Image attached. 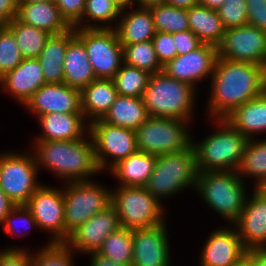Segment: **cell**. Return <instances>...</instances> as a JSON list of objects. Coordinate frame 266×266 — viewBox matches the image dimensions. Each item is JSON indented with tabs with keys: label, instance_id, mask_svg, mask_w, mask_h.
<instances>
[{
	"label": "cell",
	"instance_id": "1",
	"mask_svg": "<svg viewBox=\"0 0 266 266\" xmlns=\"http://www.w3.org/2000/svg\"><path fill=\"white\" fill-rule=\"evenodd\" d=\"M210 83L208 119H225L266 91V67L217 57Z\"/></svg>",
	"mask_w": 266,
	"mask_h": 266
},
{
	"label": "cell",
	"instance_id": "2",
	"mask_svg": "<svg viewBox=\"0 0 266 266\" xmlns=\"http://www.w3.org/2000/svg\"><path fill=\"white\" fill-rule=\"evenodd\" d=\"M32 145L38 169L45 168L66 183L87 181L101 173L90 134L77 140L35 141Z\"/></svg>",
	"mask_w": 266,
	"mask_h": 266
},
{
	"label": "cell",
	"instance_id": "3",
	"mask_svg": "<svg viewBox=\"0 0 266 266\" xmlns=\"http://www.w3.org/2000/svg\"><path fill=\"white\" fill-rule=\"evenodd\" d=\"M215 131L192 140L198 172L237 171L249 139L226 119H211Z\"/></svg>",
	"mask_w": 266,
	"mask_h": 266
},
{
	"label": "cell",
	"instance_id": "4",
	"mask_svg": "<svg viewBox=\"0 0 266 266\" xmlns=\"http://www.w3.org/2000/svg\"><path fill=\"white\" fill-rule=\"evenodd\" d=\"M196 92L195 87L160 71L150 76L142 99L149 116L192 121Z\"/></svg>",
	"mask_w": 266,
	"mask_h": 266
},
{
	"label": "cell",
	"instance_id": "5",
	"mask_svg": "<svg viewBox=\"0 0 266 266\" xmlns=\"http://www.w3.org/2000/svg\"><path fill=\"white\" fill-rule=\"evenodd\" d=\"M245 185L237 171L198 172L195 190L205 205L233 225L245 208Z\"/></svg>",
	"mask_w": 266,
	"mask_h": 266
},
{
	"label": "cell",
	"instance_id": "6",
	"mask_svg": "<svg viewBox=\"0 0 266 266\" xmlns=\"http://www.w3.org/2000/svg\"><path fill=\"white\" fill-rule=\"evenodd\" d=\"M198 170L193 145L178 152L158 155L147 184L144 186L161 203L186 188H196Z\"/></svg>",
	"mask_w": 266,
	"mask_h": 266
},
{
	"label": "cell",
	"instance_id": "7",
	"mask_svg": "<svg viewBox=\"0 0 266 266\" xmlns=\"http://www.w3.org/2000/svg\"><path fill=\"white\" fill-rule=\"evenodd\" d=\"M111 204L121 227L131 231L155 227L167 221L163 204L142 186L113 188Z\"/></svg>",
	"mask_w": 266,
	"mask_h": 266
},
{
	"label": "cell",
	"instance_id": "8",
	"mask_svg": "<svg viewBox=\"0 0 266 266\" xmlns=\"http://www.w3.org/2000/svg\"><path fill=\"white\" fill-rule=\"evenodd\" d=\"M189 122L191 121L149 116L135 130L138 151L158 156L188 149L193 140L187 125Z\"/></svg>",
	"mask_w": 266,
	"mask_h": 266
},
{
	"label": "cell",
	"instance_id": "9",
	"mask_svg": "<svg viewBox=\"0 0 266 266\" xmlns=\"http://www.w3.org/2000/svg\"><path fill=\"white\" fill-rule=\"evenodd\" d=\"M95 180L65 182V241L79 226L111 205L112 190ZM104 186V187H103Z\"/></svg>",
	"mask_w": 266,
	"mask_h": 266
},
{
	"label": "cell",
	"instance_id": "10",
	"mask_svg": "<svg viewBox=\"0 0 266 266\" xmlns=\"http://www.w3.org/2000/svg\"><path fill=\"white\" fill-rule=\"evenodd\" d=\"M38 166L31 150L0 153V188L15 205H26L42 185Z\"/></svg>",
	"mask_w": 266,
	"mask_h": 266
},
{
	"label": "cell",
	"instance_id": "11",
	"mask_svg": "<svg viewBox=\"0 0 266 266\" xmlns=\"http://www.w3.org/2000/svg\"><path fill=\"white\" fill-rule=\"evenodd\" d=\"M75 33L84 43L96 79H113L124 63L116 30L75 28Z\"/></svg>",
	"mask_w": 266,
	"mask_h": 266
},
{
	"label": "cell",
	"instance_id": "12",
	"mask_svg": "<svg viewBox=\"0 0 266 266\" xmlns=\"http://www.w3.org/2000/svg\"><path fill=\"white\" fill-rule=\"evenodd\" d=\"M89 134L101 172L110 170L119 161L138 151L135 130L113 126L97 119L89 123Z\"/></svg>",
	"mask_w": 266,
	"mask_h": 266
},
{
	"label": "cell",
	"instance_id": "13",
	"mask_svg": "<svg viewBox=\"0 0 266 266\" xmlns=\"http://www.w3.org/2000/svg\"><path fill=\"white\" fill-rule=\"evenodd\" d=\"M38 229L49 232V242H65V207L63 188L41 185L26 203Z\"/></svg>",
	"mask_w": 266,
	"mask_h": 266
},
{
	"label": "cell",
	"instance_id": "14",
	"mask_svg": "<svg viewBox=\"0 0 266 266\" xmlns=\"http://www.w3.org/2000/svg\"><path fill=\"white\" fill-rule=\"evenodd\" d=\"M217 52L222 59L266 67V32L248 24L228 28Z\"/></svg>",
	"mask_w": 266,
	"mask_h": 266
},
{
	"label": "cell",
	"instance_id": "15",
	"mask_svg": "<svg viewBox=\"0 0 266 266\" xmlns=\"http://www.w3.org/2000/svg\"><path fill=\"white\" fill-rule=\"evenodd\" d=\"M217 57V46L203 43L185 55H177L163 66V71L173 79L197 89L198 82L212 77Z\"/></svg>",
	"mask_w": 266,
	"mask_h": 266
},
{
	"label": "cell",
	"instance_id": "16",
	"mask_svg": "<svg viewBox=\"0 0 266 266\" xmlns=\"http://www.w3.org/2000/svg\"><path fill=\"white\" fill-rule=\"evenodd\" d=\"M120 228L119 217L111 204L74 230L65 243L73 249L75 254L80 252L87 255L97 252L104 240Z\"/></svg>",
	"mask_w": 266,
	"mask_h": 266
},
{
	"label": "cell",
	"instance_id": "17",
	"mask_svg": "<svg viewBox=\"0 0 266 266\" xmlns=\"http://www.w3.org/2000/svg\"><path fill=\"white\" fill-rule=\"evenodd\" d=\"M167 223L132 231L133 258L131 266H171Z\"/></svg>",
	"mask_w": 266,
	"mask_h": 266
},
{
	"label": "cell",
	"instance_id": "18",
	"mask_svg": "<svg viewBox=\"0 0 266 266\" xmlns=\"http://www.w3.org/2000/svg\"><path fill=\"white\" fill-rule=\"evenodd\" d=\"M201 250L199 266H236L246 258L236 227H219L208 236Z\"/></svg>",
	"mask_w": 266,
	"mask_h": 266
},
{
	"label": "cell",
	"instance_id": "19",
	"mask_svg": "<svg viewBox=\"0 0 266 266\" xmlns=\"http://www.w3.org/2000/svg\"><path fill=\"white\" fill-rule=\"evenodd\" d=\"M37 118L49 113H82L80 90L63 83H45L24 105Z\"/></svg>",
	"mask_w": 266,
	"mask_h": 266
},
{
	"label": "cell",
	"instance_id": "20",
	"mask_svg": "<svg viewBox=\"0 0 266 266\" xmlns=\"http://www.w3.org/2000/svg\"><path fill=\"white\" fill-rule=\"evenodd\" d=\"M235 226L244 248L266 249V189H253ZM250 197V198H249Z\"/></svg>",
	"mask_w": 266,
	"mask_h": 266
},
{
	"label": "cell",
	"instance_id": "21",
	"mask_svg": "<svg viewBox=\"0 0 266 266\" xmlns=\"http://www.w3.org/2000/svg\"><path fill=\"white\" fill-rule=\"evenodd\" d=\"M45 84L37 58H27L0 79V87L23 106Z\"/></svg>",
	"mask_w": 266,
	"mask_h": 266
},
{
	"label": "cell",
	"instance_id": "22",
	"mask_svg": "<svg viewBox=\"0 0 266 266\" xmlns=\"http://www.w3.org/2000/svg\"><path fill=\"white\" fill-rule=\"evenodd\" d=\"M41 134L34 141L77 140L89 134L83 113H49L37 118Z\"/></svg>",
	"mask_w": 266,
	"mask_h": 266
},
{
	"label": "cell",
	"instance_id": "23",
	"mask_svg": "<svg viewBox=\"0 0 266 266\" xmlns=\"http://www.w3.org/2000/svg\"><path fill=\"white\" fill-rule=\"evenodd\" d=\"M115 23L114 29L121 45L151 41L156 34L150 8L130 7L129 11L123 9Z\"/></svg>",
	"mask_w": 266,
	"mask_h": 266
},
{
	"label": "cell",
	"instance_id": "24",
	"mask_svg": "<svg viewBox=\"0 0 266 266\" xmlns=\"http://www.w3.org/2000/svg\"><path fill=\"white\" fill-rule=\"evenodd\" d=\"M16 18L22 23L47 31L51 35L61 34L72 28L62 17L54 1L18 2Z\"/></svg>",
	"mask_w": 266,
	"mask_h": 266
},
{
	"label": "cell",
	"instance_id": "25",
	"mask_svg": "<svg viewBox=\"0 0 266 266\" xmlns=\"http://www.w3.org/2000/svg\"><path fill=\"white\" fill-rule=\"evenodd\" d=\"M118 93L112 79H95L80 91L81 111L92 122L102 119Z\"/></svg>",
	"mask_w": 266,
	"mask_h": 266
},
{
	"label": "cell",
	"instance_id": "26",
	"mask_svg": "<svg viewBox=\"0 0 266 266\" xmlns=\"http://www.w3.org/2000/svg\"><path fill=\"white\" fill-rule=\"evenodd\" d=\"M63 69V82L80 91L96 79L84 43L76 35L68 43Z\"/></svg>",
	"mask_w": 266,
	"mask_h": 266
},
{
	"label": "cell",
	"instance_id": "27",
	"mask_svg": "<svg viewBox=\"0 0 266 266\" xmlns=\"http://www.w3.org/2000/svg\"><path fill=\"white\" fill-rule=\"evenodd\" d=\"M76 35L72 27L64 33L51 35L37 58L42 67L45 83H63V61L69 41Z\"/></svg>",
	"mask_w": 266,
	"mask_h": 266
},
{
	"label": "cell",
	"instance_id": "28",
	"mask_svg": "<svg viewBox=\"0 0 266 266\" xmlns=\"http://www.w3.org/2000/svg\"><path fill=\"white\" fill-rule=\"evenodd\" d=\"M225 119L249 140L266 132V91L236 108Z\"/></svg>",
	"mask_w": 266,
	"mask_h": 266
},
{
	"label": "cell",
	"instance_id": "29",
	"mask_svg": "<svg viewBox=\"0 0 266 266\" xmlns=\"http://www.w3.org/2000/svg\"><path fill=\"white\" fill-rule=\"evenodd\" d=\"M156 160V155L137 151L119 161L109 171L119 181V186L144 187L153 173Z\"/></svg>",
	"mask_w": 266,
	"mask_h": 266
},
{
	"label": "cell",
	"instance_id": "30",
	"mask_svg": "<svg viewBox=\"0 0 266 266\" xmlns=\"http://www.w3.org/2000/svg\"><path fill=\"white\" fill-rule=\"evenodd\" d=\"M148 117L142 97L118 94L102 120L113 126L136 130Z\"/></svg>",
	"mask_w": 266,
	"mask_h": 266
},
{
	"label": "cell",
	"instance_id": "31",
	"mask_svg": "<svg viewBox=\"0 0 266 266\" xmlns=\"http://www.w3.org/2000/svg\"><path fill=\"white\" fill-rule=\"evenodd\" d=\"M189 29L203 42L218 46L226 28L218 16L217 10L202 5L187 9Z\"/></svg>",
	"mask_w": 266,
	"mask_h": 266
},
{
	"label": "cell",
	"instance_id": "32",
	"mask_svg": "<svg viewBox=\"0 0 266 266\" xmlns=\"http://www.w3.org/2000/svg\"><path fill=\"white\" fill-rule=\"evenodd\" d=\"M250 139L237 169L238 175L246 181L250 176L254 188H266V139Z\"/></svg>",
	"mask_w": 266,
	"mask_h": 266
},
{
	"label": "cell",
	"instance_id": "33",
	"mask_svg": "<svg viewBox=\"0 0 266 266\" xmlns=\"http://www.w3.org/2000/svg\"><path fill=\"white\" fill-rule=\"evenodd\" d=\"M6 26L12 31L24 59L38 58L51 36L47 31L22 23L16 17Z\"/></svg>",
	"mask_w": 266,
	"mask_h": 266
},
{
	"label": "cell",
	"instance_id": "34",
	"mask_svg": "<svg viewBox=\"0 0 266 266\" xmlns=\"http://www.w3.org/2000/svg\"><path fill=\"white\" fill-rule=\"evenodd\" d=\"M121 11L112 0H86L82 20L74 28L114 29L111 24L118 21Z\"/></svg>",
	"mask_w": 266,
	"mask_h": 266
},
{
	"label": "cell",
	"instance_id": "35",
	"mask_svg": "<svg viewBox=\"0 0 266 266\" xmlns=\"http://www.w3.org/2000/svg\"><path fill=\"white\" fill-rule=\"evenodd\" d=\"M97 253L115 263L131 266L133 258L132 231L121 227L111 233Z\"/></svg>",
	"mask_w": 266,
	"mask_h": 266
},
{
	"label": "cell",
	"instance_id": "36",
	"mask_svg": "<svg viewBox=\"0 0 266 266\" xmlns=\"http://www.w3.org/2000/svg\"><path fill=\"white\" fill-rule=\"evenodd\" d=\"M156 32L177 33L189 29L187 9L174 7L166 3L151 7Z\"/></svg>",
	"mask_w": 266,
	"mask_h": 266
},
{
	"label": "cell",
	"instance_id": "37",
	"mask_svg": "<svg viewBox=\"0 0 266 266\" xmlns=\"http://www.w3.org/2000/svg\"><path fill=\"white\" fill-rule=\"evenodd\" d=\"M150 76L144 70L123 63L112 80L119 95L142 97Z\"/></svg>",
	"mask_w": 266,
	"mask_h": 266
},
{
	"label": "cell",
	"instance_id": "38",
	"mask_svg": "<svg viewBox=\"0 0 266 266\" xmlns=\"http://www.w3.org/2000/svg\"><path fill=\"white\" fill-rule=\"evenodd\" d=\"M124 63L148 73L163 71L159 63L152 40L135 44L122 45Z\"/></svg>",
	"mask_w": 266,
	"mask_h": 266
},
{
	"label": "cell",
	"instance_id": "39",
	"mask_svg": "<svg viewBox=\"0 0 266 266\" xmlns=\"http://www.w3.org/2000/svg\"><path fill=\"white\" fill-rule=\"evenodd\" d=\"M74 251L65 242H49L31 253L32 266H74Z\"/></svg>",
	"mask_w": 266,
	"mask_h": 266
},
{
	"label": "cell",
	"instance_id": "40",
	"mask_svg": "<svg viewBox=\"0 0 266 266\" xmlns=\"http://www.w3.org/2000/svg\"><path fill=\"white\" fill-rule=\"evenodd\" d=\"M12 31L6 26H0V79L12 71L23 61Z\"/></svg>",
	"mask_w": 266,
	"mask_h": 266
},
{
	"label": "cell",
	"instance_id": "41",
	"mask_svg": "<svg viewBox=\"0 0 266 266\" xmlns=\"http://www.w3.org/2000/svg\"><path fill=\"white\" fill-rule=\"evenodd\" d=\"M217 13L226 29L248 24L246 0H225Z\"/></svg>",
	"mask_w": 266,
	"mask_h": 266
},
{
	"label": "cell",
	"instance_id": "42",
	"mask_svg": "<svg viewBox=\"0 0 266 266\" xmlns=\"http://www.w3.org/2000/svg\"><path fill=\"white\" fill-rule=\"evenodd\" d=\"M15 222L17 224L22 223L23 225H26L24 232H21V228V230H17V227L20 225H16ZM2 227L4 229V232L9 236L17 235L18 237L20 235L24 236L28 234L27 231L30 229V227L38 228V225L33 215L31 214V211L26 207V205H17L14 206L7 214L2 224Z\"/></svg>",
	"mask_w": 266,
	"mask_h": 266
},
{
	"label": "cell",
	"instance_id": "43",
	"mask_svg": "<svg viewBox=\"0 0 266 266\" xmlns=\"http://www.w3.org/2000/svg\"><path fill=\"white\" fill-rule=\"evenodd\" d=\"M157 59L163 67L177 56L173 34L156 32L152 39Z\"/></svg>",
	"mask_w": 266,
	"mask_h": 266
},
{
	"label": "cell",
	"instance_id": "44",
	"mask_svg": "<svg viewBox=\"0 0 266 266\" xmlns=\"http://www.w3.org/2000/svg\"><path fill=\"white\" fill-rule=\"evenodd\" d=\"M86 0H55L62 17L71 26L75 27L81 20L84 13Z\"/></svg>",
	"mask_w": 266,
	"mask_h": 266
},
{
	"label": "cell",
	"instance_id": "45",
	"mask_svg": "<svg viewBox=\"0 0 266 266\" xmlns=\"http://www.w3.org/2000/svg\"><path fill=\"white\" fill-rule=\"evenodd\" d=\"M0 266H32L31 252L25 247L0 250Z\"/></svg>",
	"mask_w": 266,
	"mask_h": 266
},
{
	"label": "cell",
	"instance_id": "46",
	"mask_svg": "<svg viewBox=\"0 0 266 266\" xmlns=\"http://www.w3.org/2000/svg\"><path fill=\"white\" fill-rule=\"evenodd\" d=\"M248 25L266 32V0H246Z\"/></svg>",
	"mask_w": 266,
	"mask_h": 266
},
{
	"label": "cell",
	"instance_id": "47",
	"mask_svg": "<svg viewBox=\"0 0 266 266\" xmlns=\"http://www.w3.org/2000/svg\"><path fill=\"white\" fill-rule=\"evenodd\" d=\"M173 39L177 55H185L203 44L191 30L173 33Z\"/></svg>",
	"mask_w": 266,
	"mask_h": 266
},
{
	"label": "cell",
	"instance_id": "48",
	"mask_svg": "<svg viewBox=\"0 0 266 266\" xmlns=\"http://www.w3.org/2000/svg\"><path fill=\"white\" fill-rule=\"evenodd\" d=\"M18 0H0V24L6 25L17 16Z\"/></svg>",
	"mask_w": 266,
	"mask_h": 266
},
{
	"label": "cell",
	"instance_id": "49",
	"mask_svg": "<svg viewBox=\"0 0 266 266\" xmlns=\"http://www.w3.org/2000/svg\"><path fill=\"white\" fill-rule=\"evenodd\" d=\"M246 259L252 266H266V249L248 250Z\"/></svg>",
	"mask_w": 266,
	"mask_h": 266
},
{
	"label": "cell",
	"instance_id": "50",
	"mask_svg": "<svg viewBox=\"0 0 266 266\" xmlns=\"http://www.w3.org/2000/svg\"><path fill=\"white\" fill-rule=\"evenodd\" d=\"M15 205L9 200L8 196L0 188V225L3 224L5 217Z\"/></svg>",
	"mask_w": 266,
	"mask_h": 266
},
{
	"label": "cell",
	"instance_id": "51",
	"mask_svg": "<svg viewBox=\"0 0 266 266\" xmlns=\"http://www.w3.org/2000/svg\"><path fill=\"white\" fill-rule=\"evenodd\" d=\"M90 266H127L115 263L108 258L99 255L97 252L90 253Z\"/></svg>",
	"mask_w": 266,
	"mask_h": 266
},
{
	"label": "cell",
	"instance_id": "52",
	"mask_svg": "<svg viewBox=\"0 0 266 266\" xmlns=\"http://www.w3.org/2000/svg\"><path fill=\"white\" fill-rule=\"evenodd\" d=\"M164 3L183 9H189L199 5V0H164Z\"/></svg>",
	"mask_w": 266,
	"mask_h": 266
},
{
	"label": "cell",
	"instance_id": "53",
	"mask_svg": "<svg viewBox=\"0 0 266 266\" xmlns=\"http://www.w3.org/2000/svg\"><path fill=\"white\" fill-rule=\"evenodd\" d=\"M164 3V0H135V6L140 8H151Z\"/></svg>",
	"mask_w": 266,
	"mask_h": 266
},
{
	"label": "cell",
	"instance_id": "54",
	"mask_svg": "<svg viewBox=\"0 0 266 266\" xmlns=\"http://www.w3.org/2000/svg\"><path fill=\"white\" fill-rule=\"evenodd\" d=\"M225 0H199V4L213 10H217Z\"/></svg>",
	"mask_w": 266,
	"mask_h": 266
},
{
	"label": "cell",
	"instance_id": "55",
	"mask_svg": "<svg viewBox=\"0 0 266 266\" xmlns=\"http://www.w3.org/2000/svg\"><path fill=\"white\" fill-rule=\"evenodd\" d=\"M118 7L123 10H128L130 7L135 6V0H112Z\"/></svg>",
	"mask_w": 266,
	"mask_h": 266
},
{
	"label": "cell",
	"instance_id": "56",
	"mask_svg": "<svg viewBox=\"0 0 266 266\" xmlns=\"http://www.w3.org/2000/svg\"><path fill=\"white\" fill-rule=\"evenodd\" d=\"M50 1H55V0H18V2H23V3H39V2H50Z\"/></svg>",
	"mask_w": 266,
	"mask_h": 266
},
{
	"label": "cell",
	"instance_id": "57",
	"mask_svg": "<svg viewBox=\"0 0 266 266\" xmlns=\"http://www.w3.org/2000/svg\"><path fill=\"white\" fill-rule=\"evenodd\" d=\"M236 266H252L251 263L245 258L241 263Z\"/></svg>",
	"mask_w": 266,
	"mask_h": 266
}]
</instances>
